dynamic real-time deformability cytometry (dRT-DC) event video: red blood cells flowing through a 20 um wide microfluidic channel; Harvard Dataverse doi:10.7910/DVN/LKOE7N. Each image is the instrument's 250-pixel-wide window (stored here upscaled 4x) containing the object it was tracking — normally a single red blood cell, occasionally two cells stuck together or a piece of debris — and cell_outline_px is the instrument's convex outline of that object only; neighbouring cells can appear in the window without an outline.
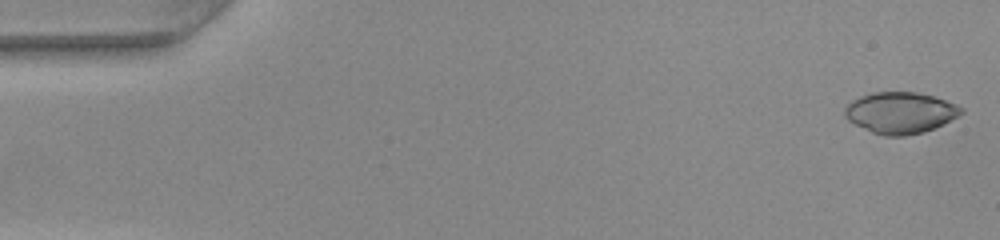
{"species": "common noctule bat (a hibernating species)", "species_latin": "Nyctalus noctula", "temperature_condition": "warm", "stored_images_in_passage": 49, "camera_frame_rate_fps": 3000, "um_per_image_px": 0.085, "animal": {"sex": "female", "body_mass_g": 22.0, "forearm_length_mm": 56.7}, "frame": {"image": 1, "passage_image": 1, "time_ms": 0.0, "image_size_px": [1000, 240], "cell_outline_px": [[964, 112], [924, 132], [904, 136], [884, 136], [872, 132], [848, 120], [844, 116], [844, 108], [852, 100], [860, 96], [872, 92], [916, 92], [932, 96], [956, 104], [964, 108]], "centroid_in_image_um": [76.49, 9.57], "position_along_channel_um": 8.5, "area_um2": 27.74}}
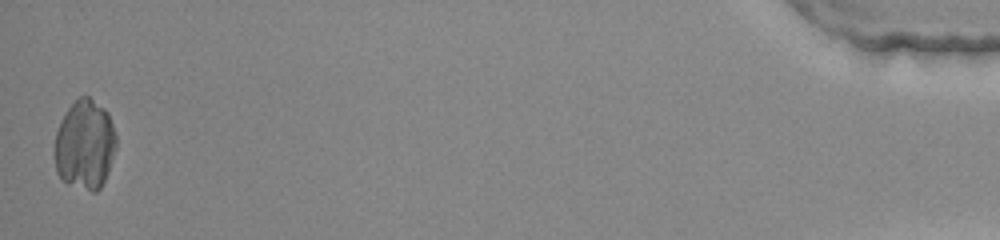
{"frame": {"image": 2, "passage_image": 49, "time_ms": 16.0, "image_size_px": [1000, 240], "cell_outline_px": [[116, 148], [108, 172], [100, 188], [96, 192], [92, 192], [64, 180], [56, 172], [52, 152], [56, 132], [60, 120], [68, 108], [80, 96], [88, 96], [104, 108], [108, 112], [116, 132]], "centroid_in_image_um": [7.2, 12.28], "position_along_channel_um": 428.0, "area_um2": 32.43}}